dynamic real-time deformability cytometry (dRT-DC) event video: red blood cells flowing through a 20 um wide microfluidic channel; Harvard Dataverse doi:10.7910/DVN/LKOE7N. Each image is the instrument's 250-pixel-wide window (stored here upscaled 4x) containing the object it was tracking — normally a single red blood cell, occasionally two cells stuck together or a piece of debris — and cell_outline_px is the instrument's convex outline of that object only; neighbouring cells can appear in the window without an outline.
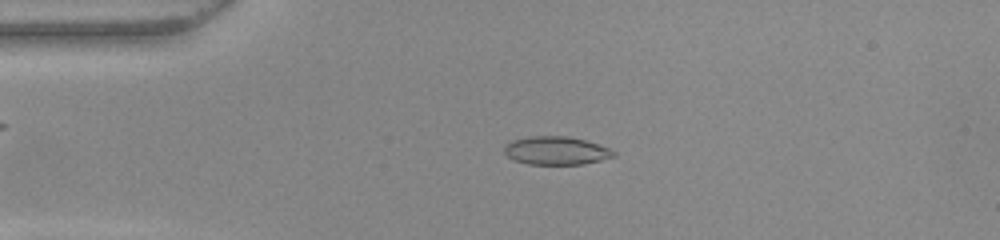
{"species": "common noctule bat (a hibernating species)", "species_latin": "Nyctalus noctula", "temperature_condition": "warm", "stored_images_in_passage": 51, "camera_frame_rate_fps": 3000, "um_per_image_px": 0.085, "animal": {"sex": "female", "body_mass_g": 22.0, "forearm_length_mm": 56.7}, "frame": {"image": 1, "passage_image": 11, "time_ms": 3.333, "image_size_px": [1000, 240], "cell_outline_px": [[616, 156], [584, 164], [528, 164], [512, 160], [504, 152], [504, 144], [512, 140], [528, 136], [568, 136], [584, 140], [608, 148], [616, 152]], "centroid_in_image_um": [47.23, 12.8], "position_along_channel_um": 37.8, "area_um2": 18.03}}
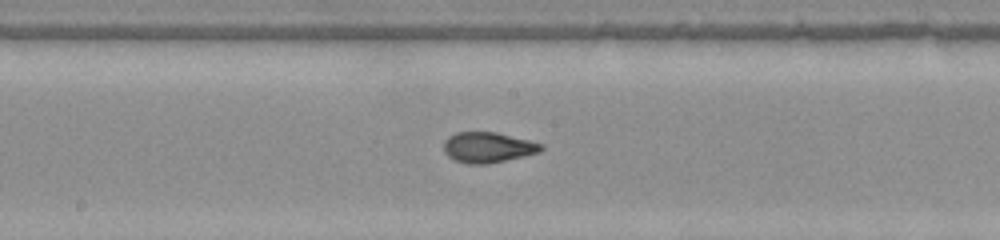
{"frame": {"image": 2, "passage_image": 26, "time_ms": 8.333, "image_size_px": [1000, 240], "cell_outline_px": [[544, 148], [540, 152], [524, 156], [488, 164], [468, 164], [456, 160], [448, 156], [444, 152], [444, 140], [448, 136], [456, 132], [496, 132], [544, 144]], "centroid_in_image_um": [41.47, 12.52], "position_along_channel_um": 206.7, "area_um2": 17.34}}
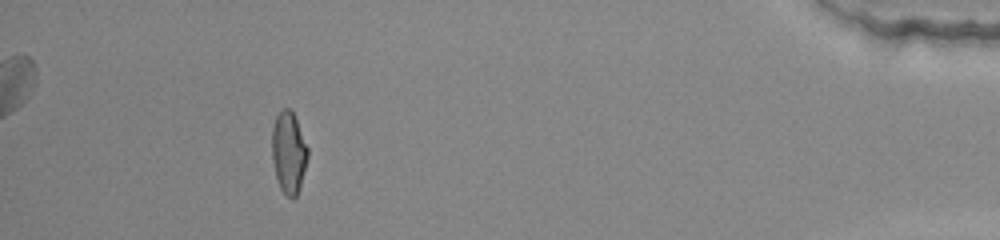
{"frame": {"image": 3, "passage_image": 46, "time_ms": 15.0, "image_size_px": [1000, 240], "cell_outline_px": [[308, 156], [300, 184], [296, 196], [292, 200], [280, 188], [276, 176], [272, 160], [272, 128], [276, 116], [284, 108], [288, 108], [292, 112], [296, 120], [308, 148]], "centroid_in_image_um": [24.52, 12.96], "position_along_channel_um": 410.7, "area_um2": 16.7}, "authors_computed_cell_mechanics": {"area_um2": 17.2244, "velocity_mm_per_s": 3.9883, "shape_relaxation_time_tau1_ms": 10.584, "shape_relaxation_time_tau2_ms": 0.7968, "deformation_change_tau1": 0.299, "deformation_change_tau2": 0.0582}}